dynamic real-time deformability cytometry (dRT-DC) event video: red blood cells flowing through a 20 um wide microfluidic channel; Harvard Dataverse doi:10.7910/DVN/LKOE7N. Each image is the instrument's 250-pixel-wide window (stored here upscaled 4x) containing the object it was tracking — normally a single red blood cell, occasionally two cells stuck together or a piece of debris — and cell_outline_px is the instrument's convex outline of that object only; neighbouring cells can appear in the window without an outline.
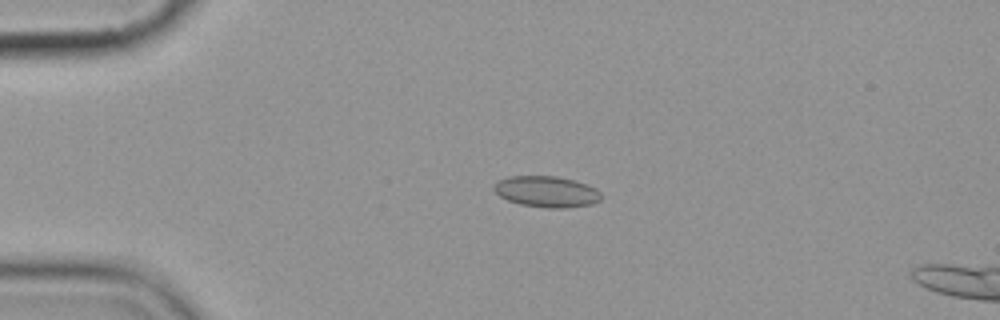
{"species": "common noctule bat (a hibernating species)", "species_latin": "Nyctalus noctula", "temperature_condition": "cold", "stored_images_in_passage": 6, "camera_frame_rate_fps": 3000, "um_per_image_px": 0.085, "animal": {"sex": "female", "body_mass_g": 19.9}, "frame": {"image": 1, "passage_image": 4, "time_ms": 3.667, "image_size_px": [1000, 320], "cell_outline_px": [[600, 200], [592, 204], [564, 208], [548, 208], [520, 204], [508, 200], [500, 196], [492, 188], [500, 180], [508, 176], [556, 176], [576, 180], [588, 184], [596, 188], [600, 192]], "centroid_in_image_um": [46.49, 16.28], "position_along_channel_um": 38.5, "area_um2": 19.42}}